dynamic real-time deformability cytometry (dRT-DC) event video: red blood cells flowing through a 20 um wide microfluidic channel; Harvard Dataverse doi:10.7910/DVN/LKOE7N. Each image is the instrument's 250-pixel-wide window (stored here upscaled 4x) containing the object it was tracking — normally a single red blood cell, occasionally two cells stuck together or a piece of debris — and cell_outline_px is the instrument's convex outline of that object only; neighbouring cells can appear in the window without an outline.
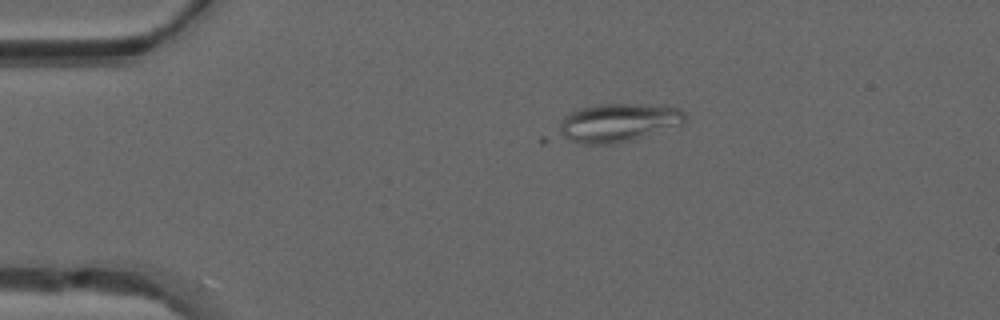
{"species": "common noctule bat (a hibernating species)", "species_latin": "Nyctalus noctula", "temperature_condition": "warm", "stored_images_in_passage": 40, "segment_of_instrument_passage": [1, 2], "camera_frame_rate_fps": 3000, "um_per_image_px": 0.085, "animal": {"sex": "male", "forearm_length_mm": 52.5}, "frame": {"image": 1, "passage_image": 1, "time_ms": 0.0, "image_size_px": [1000, 320], "cell_outline_px": [[684, 120], [680, 124], [636, 140], [612, 144], [580, 144], [564, 136], [560, 132], [560, 120], [564, 116], [580, 108], [596, 104], [636, 104], [680, 108], [684, 112]], "centroid_in_image_um": [52.53, 10.43], "position_along_channel_um": 32.5, "area_um2": 27.92}}